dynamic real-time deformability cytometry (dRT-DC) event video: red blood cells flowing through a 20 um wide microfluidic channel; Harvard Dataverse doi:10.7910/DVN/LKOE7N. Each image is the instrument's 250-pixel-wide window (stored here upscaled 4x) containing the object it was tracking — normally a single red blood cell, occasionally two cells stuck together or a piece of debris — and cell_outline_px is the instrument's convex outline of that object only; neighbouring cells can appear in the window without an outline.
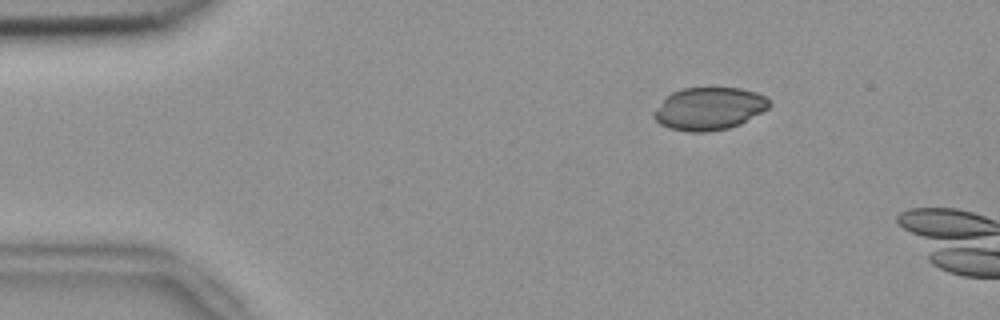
{"species": "common noctule bat (a hibernating species)", "species_latin": "Nyctalus noctula", "temperature_condition": "room temperature", "stored_images_in_passage": 5, "camera_frame_rate_fps": 3000, "um_per_image_px": 0.085, "animal": {"sex": "female", "body_mass_g": 18.4}, "frame": {"image": 1, "passage_image": 2, "time_ms": 0.333, "image_size_px": [1000, 320], "cell_outline_px": [[772, 104], [768, 108], [740, 124], [728, 128], [704, 132], [688, 132], [668, 128], [660, 124], [652, 116], [652, 112], [672, 92], [684, 88], [740, 88], [756, 92], [764, 96]], "centroid_in_image_um": [60.26, 9.24], "position_along_channel_um": 24.7, "area_um2": 28.5}}